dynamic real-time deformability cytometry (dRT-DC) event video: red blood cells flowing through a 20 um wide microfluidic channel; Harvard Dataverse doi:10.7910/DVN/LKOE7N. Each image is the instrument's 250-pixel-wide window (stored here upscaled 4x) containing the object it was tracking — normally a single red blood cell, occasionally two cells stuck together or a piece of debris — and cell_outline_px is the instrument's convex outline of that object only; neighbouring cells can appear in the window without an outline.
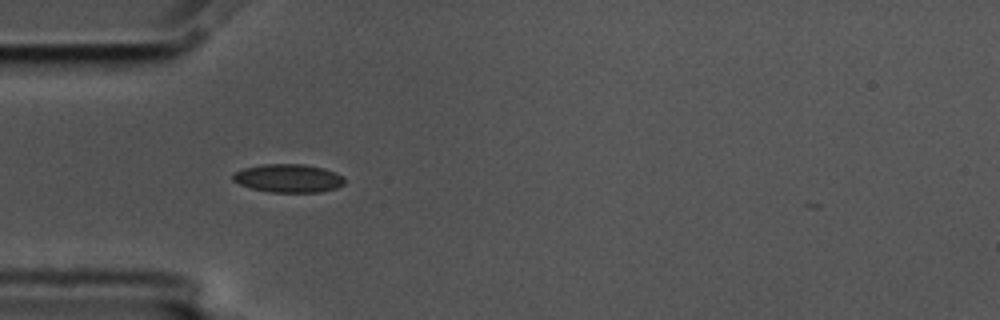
{"species": "common noctule bat (a hibernating species)", "species_latin": "Nyctalus noctula", "temperature_condition": "cold", "stored_images_in_passage": 13, "camera_frame_rate_fps": 3000, "um_per_image_px": 0.085, "animal": {"sex": "male", "body_mass_g": 17.5, "forearm_length_mm": 52.3}, "frame": {"image": 1, "passage_image": 6, "time_ms": 1.667, "image_size_px": [1000, 320], "cell_outline_px": [[344, 184], [336, 188], [320, 192], [272, 192], [252, 188], [240, 184], [232, 180], [232, 172], [244, 168], [264, 164], [304, 164], [324, 168], [344, 176]], "centroid_in_image_um": [24.51, 15.14], "position_along_channel_um": 60.5, "area_um2": 18.44}}